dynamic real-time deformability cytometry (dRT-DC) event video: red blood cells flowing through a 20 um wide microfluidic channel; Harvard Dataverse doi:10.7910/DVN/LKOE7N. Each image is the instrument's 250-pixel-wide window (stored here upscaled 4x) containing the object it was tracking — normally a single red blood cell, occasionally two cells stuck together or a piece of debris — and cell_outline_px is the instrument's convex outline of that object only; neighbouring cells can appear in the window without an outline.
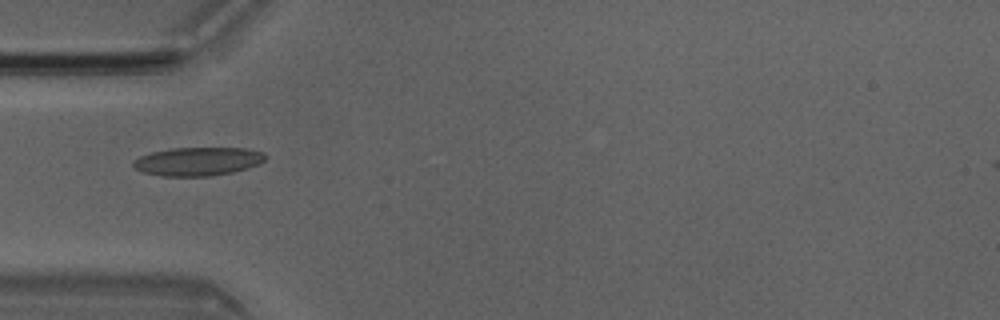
{"species": "Egyptian fruit bat (a non-hibernating species)", "species_latin": "Rousettus aegyptiacus", "temperature_condition": "room temperature", "stored_images_in_passage": 4, "camera_frame_rate_fps": 3000, "um_per_image_px": 0.085, "animal": {"sex": "male"}, "frame": {"image": 1, "passage_image": 4, "time_ms": 1.0, "image_size_px": [1000, 320], "cell_outline_px": [[268, 156], [260, 164], [248, 168], [232, 172], [212, 176], [160, 176], [144, 172], [136, 168], [132, 164], [132, 160], [140, 156], [152, 152], [172, 148], [244, 148], [264, 152]], "centroid_in_image_um": [16.84, 13.72], "position_along_channel_um": 68.2, "area_um2": 22.02}}